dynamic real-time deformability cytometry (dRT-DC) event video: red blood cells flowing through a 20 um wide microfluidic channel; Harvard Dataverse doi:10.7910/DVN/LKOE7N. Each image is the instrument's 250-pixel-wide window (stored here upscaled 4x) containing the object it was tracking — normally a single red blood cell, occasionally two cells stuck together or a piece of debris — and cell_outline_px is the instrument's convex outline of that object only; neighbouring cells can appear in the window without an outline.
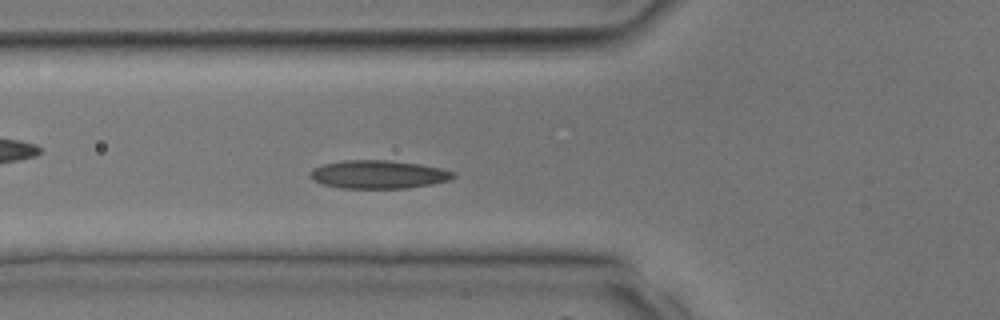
{"species": "common noctule bat (a hibernating species)", "species_latin": "Nyctalus noctula", "temperature_condition": "room temperature", "stored_images_in_passage": 27, "segment_of_instrument_passage": [1, 2], "camera_frame_rate_fps": 3000, "um_per_image_px": 0.085, "animal": {"sex": "male", "body_mass_g": 17.9, "forearm_length_mm": 54.2}, "frame": {"image": 1, "passage_image": 3, "time_ms": 0.667, "image_size_px": [1000, 320], "cell_outline_px": [[456, 176], [448, 180], [432, 184], [408, 188], [340, 188], [324, 184], [312, 180], [308, 176], [308, 172], [312, 168], [324, 164], [344, 160], [388, 160], [420, 164], [440, 168], [456, 172]], "centroid_in_image_um": [32.14, 14.82], "position_along_channel_um": 93.7, "area_um2": 23.7}}
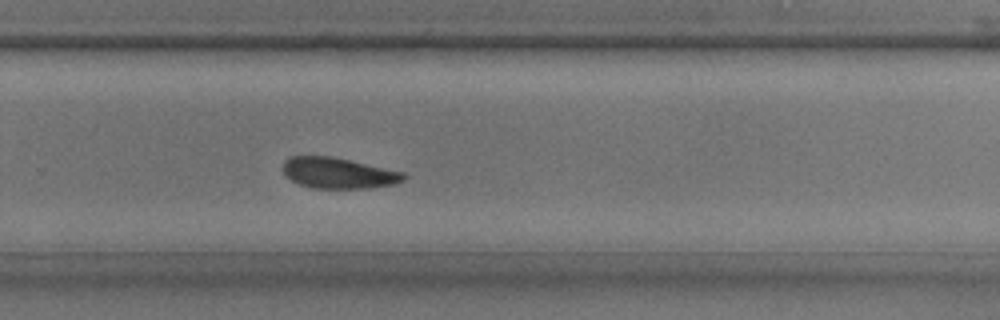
{"frame": {"image": 2, "passage_image": 14, "time_ms": 4.333, "image_size_px": [1000, 320], "cell_outline_px": [[408, 176], [404, 180], [396, 184], [372, 188], [312, 188], [300, 184], [292, 180], [284, 172], [284, 160], [292, 156], [332, 156], [404, 172]], "centroid_in_image_um": [28.82, 14.71], "position_along_channel_um": 301.0, "area_um2": 21.68}}
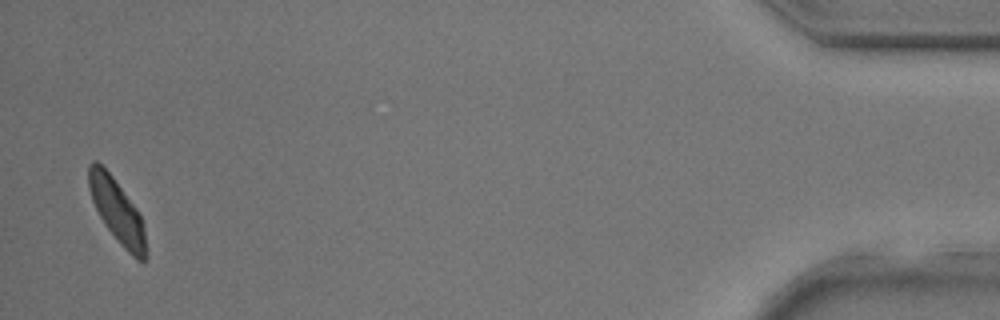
{"frame": {"image": 3, "passage_image": 25, "time_ms": 8.0, "image_size_px": [1000, 320], "cell_outline_px": [[144, 260], [136, 260], [120, 244], [104, 224], [92, 200], [88, 188], [88, 164], [92, 160], [96, 160], [112, 176], [136, 208], [140, 216], [144, 228]], "centroid_in_image_um": [9.89, 17.88], "position_along_channel_um": 425.3, "area_um2": 20.63}}